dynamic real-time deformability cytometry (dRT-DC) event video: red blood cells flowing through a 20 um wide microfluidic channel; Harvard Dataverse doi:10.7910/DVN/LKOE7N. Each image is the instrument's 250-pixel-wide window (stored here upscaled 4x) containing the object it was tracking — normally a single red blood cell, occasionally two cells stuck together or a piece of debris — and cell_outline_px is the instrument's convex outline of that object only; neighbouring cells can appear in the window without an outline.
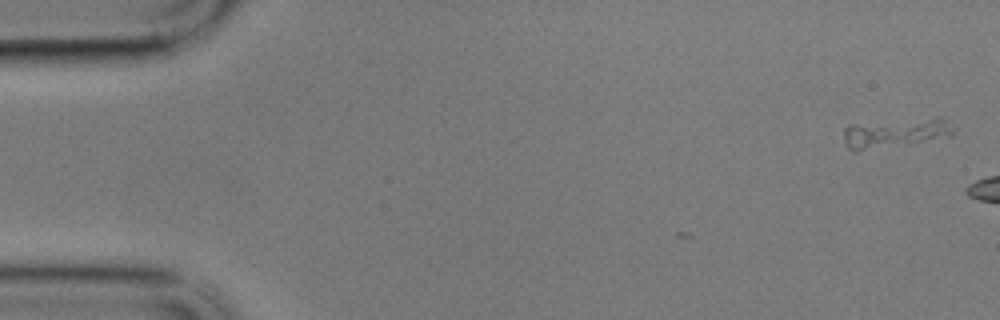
{"species": "common noctule bat (a hibernating species)", "species_latin": "Nyctalus noctula", "temperature_condition": "cold", "stored_images_in_passage": 5, "camera_frame_rate_fps": 3000, "um_per_image_px": 0.085, "animal": {"sex": "male", "body_mass_g": 17.9}, "frame": {"image": 1, "passage_image": 5, "time_ms": 1.333, "image_size_px": [1000, 320], "cell_outline_px": [[956, 128], [952, 136], [856, 152], [852, 152], [844, 144], [844, 128], [848, 124], [936, 116], [940, 116]], "centroid_in_image_um": [76.09, 11.28], "position_along_channel_um": 8.9, "area_um2": 19.25}}